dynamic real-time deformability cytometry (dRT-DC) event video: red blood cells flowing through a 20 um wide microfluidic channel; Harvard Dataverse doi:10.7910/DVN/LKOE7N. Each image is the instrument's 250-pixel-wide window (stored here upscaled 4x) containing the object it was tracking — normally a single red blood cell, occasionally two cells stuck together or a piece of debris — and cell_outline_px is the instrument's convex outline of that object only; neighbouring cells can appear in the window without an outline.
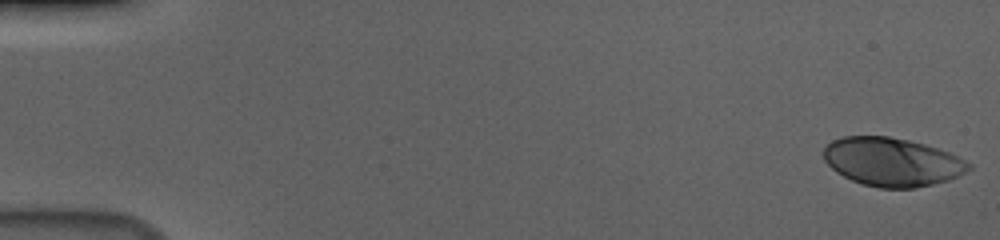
{"species": "human", "species_latin": "Homo sapiens", "temperature_condition": "cold", "stored_images_in_passage": 56, "camera_frame_rate_fps": 3000, "um_per_image_px": 0.085, "donor": {"sex": "male"}, "frame": {"image": 1, "passage_image": 1, "time_ms": 0.0, "image_size_px": [1000, 240], "cell_outline_px": [[972, 168], [948, 180], [916, 188], [880, 188], [864, 184], [852, 180], [836, 172], [824, 160], [824, 148], [832, 140], [844, 136], [888, 136], [908, 140], [924, 144], [948, 152], [972, 164]], "centroid_in_image_um": [75.81, 13.76], "position_along_channel_um": 9.2, "area_um2": 40.69}}
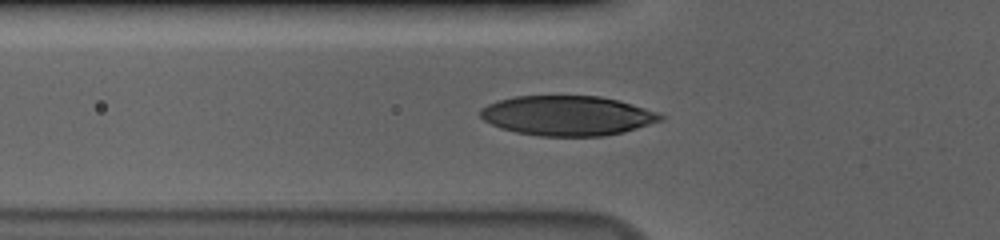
{"frame": {"image": 2, "passage_image": 20, "time_ms": 6.333, "image_size_px": [1000, 240], "cell_outline_px": [[664, 120], [624, 132], [604, 136], [540, 136], [516, 132], [500, 128], [484, 120], [480, 116], [480, 108], [496, 100], [516, 96], [600, 96], [632, 104], [656, 112], [664, 116]], "centroid_in_image_um": [48.21, 9.83], "position_along_channel_um": 77.6, "area_um2": 41.79}}
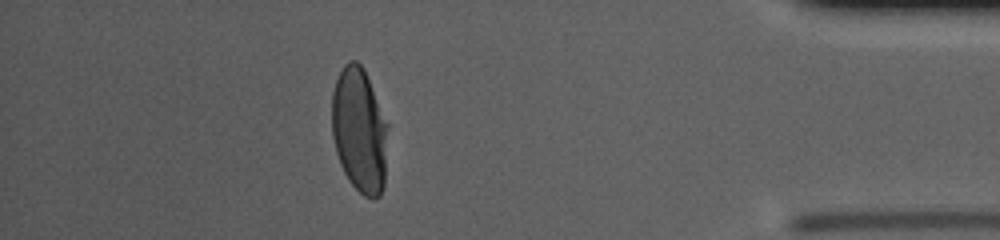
{"frame": {"image": 3, "passage_image": 50, "time_ms": 16.333, "image_size_px": [1000, 240], "cell_outline_px": [[388, 124], [384, 188], [380, 196], [372, 200], [364, 196], [348, 180], [340, 164], [336, 152], [332, 136], [332, 92], [336, 80], [344, 64], [348, 60], [356, 60], [364, 68]], "centroid_in_image_um": [30.55, 11.08], "position_along_channel_um": 404.6, "area_um2": 41.1}, "authors_computed_cell_mechanics": {"area_um2": 41.7605, "velocity_mm_per_s": 3.6681, "shape_relaxation_time_tau1_ms": 3.3802, "shape_relaxation_time_tau2_ms": null, "deformation_change_tau1": 0.1959, "deformation_change_tau2": null}}